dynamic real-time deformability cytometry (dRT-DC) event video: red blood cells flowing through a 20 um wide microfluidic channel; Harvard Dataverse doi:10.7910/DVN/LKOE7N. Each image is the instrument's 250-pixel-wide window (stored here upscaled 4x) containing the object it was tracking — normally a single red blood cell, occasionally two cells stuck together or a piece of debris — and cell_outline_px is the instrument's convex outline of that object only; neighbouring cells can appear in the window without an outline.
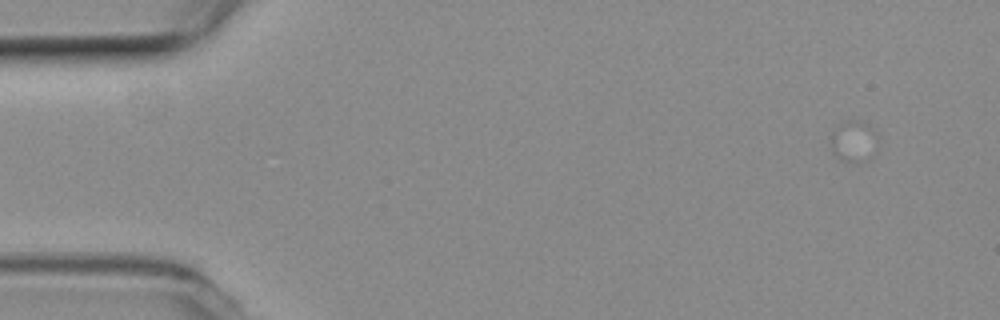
{"species": "common noctule bat (a hibernating species)", "species_latin": "Nyctalus noctula", "temperature_condition": "room temperature", "stored_images_in_passage": 2, "camera_frame_rate_fps": 3000, "um_per_image_px": 0.085, "animal": {"sex": "female", "body_mass_g": 19.3, "forearm_length_mm": 54.1}, "frame": {"image": 1, "passage_image": 1, "time_ms": 0.0, "image_size_px": [1000, 320], "cell_outline_px": [[880, 140], [876, 152], [868, 160], [856, 164], [840, 160], [832, 152], [832, 132], [844, 120], [860, 120], [868, 124], [876, 132]], "centroid_in_image_um": [72.64, 12.03], "position_along_channel_um": 12.4, "area_um2": 11.85}}